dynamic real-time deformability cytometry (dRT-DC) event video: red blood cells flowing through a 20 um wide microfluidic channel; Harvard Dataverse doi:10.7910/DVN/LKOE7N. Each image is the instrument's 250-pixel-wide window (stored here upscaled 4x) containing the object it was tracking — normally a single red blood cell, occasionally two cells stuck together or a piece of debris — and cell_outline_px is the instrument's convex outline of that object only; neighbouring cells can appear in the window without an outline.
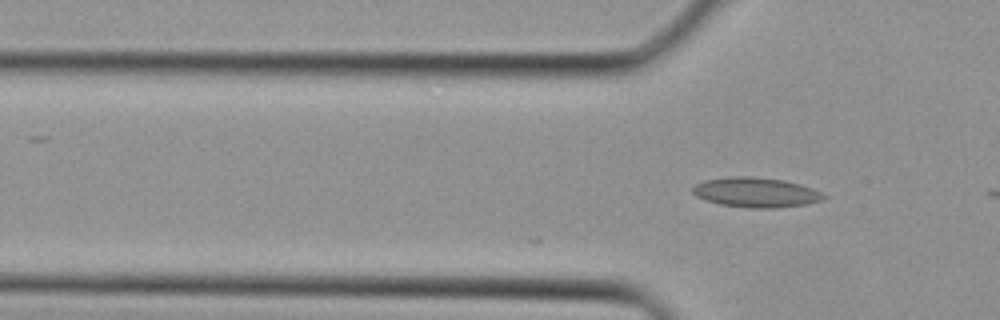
{"species": "Egyptian fruit bat (a non-hibernating species)", "species_latin": "Rousettus aegyptiacus", "temperature_condition": "cold", "stored_images_in_passage": 4, "camera_frame_rate_fps": 3000, "um_per_image_px": 0.085, "animal": {"sex": "female"}, "frame": {"image": 1, "passage_image": 4, "time_ms": 1.0, "image_size_px": [1000, 320], "cell_outline_px": [[828, 196], [824, 200], [804, 204], [776, 208], [748, 208], [720, 204], [696, 196], [692, 192], [692, 188], [696, 184], [704, 180], [728, 176], [752, 176], [784, 180], [800, 184], [812, 188]], "centroid_in_image_um": [64.26, 16.34], "position_along_channel_um": 61.5, "area_um2": 22.83}}